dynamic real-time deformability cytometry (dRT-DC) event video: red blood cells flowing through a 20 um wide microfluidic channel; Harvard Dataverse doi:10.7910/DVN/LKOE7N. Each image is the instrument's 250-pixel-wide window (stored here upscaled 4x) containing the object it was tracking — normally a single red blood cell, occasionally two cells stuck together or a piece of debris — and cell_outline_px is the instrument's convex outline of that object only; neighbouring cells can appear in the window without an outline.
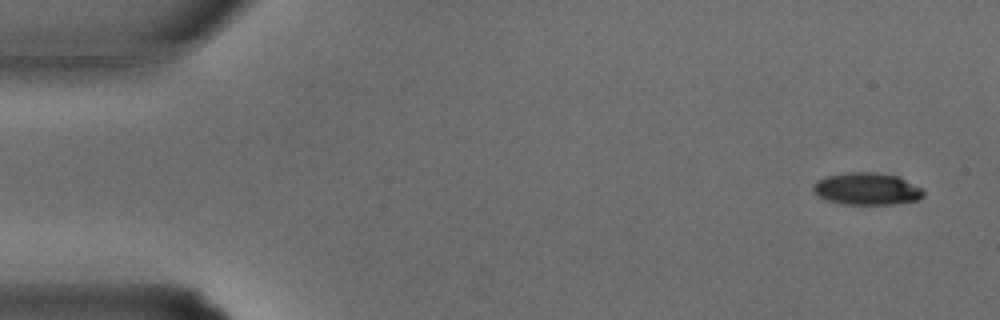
{"species": "common noctule bat (a hibernating species)", "species_latin": "Nyctalus noctula", "temperature_condition": "warm", "stored_images_in_passage": 10, "camera_frame_rate_fps": 3000, "um_per_image_px": 0.085, "animal": {"sex": "male", "body_mass_g": 15.6}, "frame": {"image": 1, "passage_image": 1, "time_ms": 0.0, "image_size_px": [1000, 320], "cell_outline_px": [[924, 196], [920, 200], [896, 204], [844, 204], [828, 200], [812, 192], [812, 184], [816, 180], [824, 176], [848, 172], [876, 172], [896, 176], [920, 188], [924, 192]], "centroid_in_image_um": [73.64, 16.05], "position_along_channel_um": 11.4, "area_um2": 20.69}}
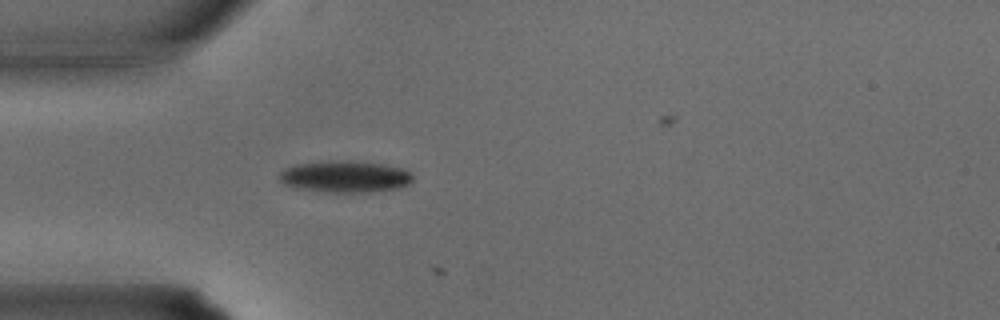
{"frame": {"image": 2, "passage_image": 9, "time_ms": 2.667, "image_size_px": [1000, 320], "cell_outline_px": [[412, 180], [408, 184], [400, 188], [368, 192], [328, 192], [292, 188], [284, 184], [280, 180], [280, 172], [284, 168], [296, 164], [328, 160], [352, 160], [384, 164], [404, 168], [412, 172]], "centroid_in_image_um": [29.33, 15.0], "position_along_channel_um": 55.7, "area_um2": 25.09}}